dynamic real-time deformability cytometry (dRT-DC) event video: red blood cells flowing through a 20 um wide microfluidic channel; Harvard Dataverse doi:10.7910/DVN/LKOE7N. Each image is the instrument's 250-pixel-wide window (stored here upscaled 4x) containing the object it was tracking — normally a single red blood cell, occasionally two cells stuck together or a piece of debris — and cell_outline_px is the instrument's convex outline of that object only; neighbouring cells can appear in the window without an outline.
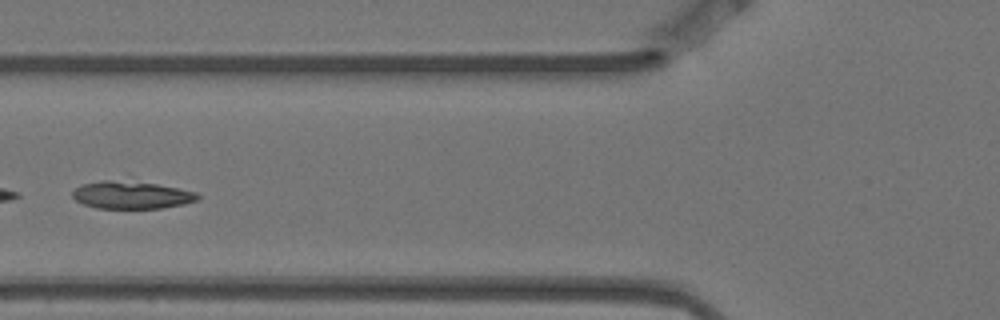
{"species": "Egyptian fruit bat (a non-hibernating species)", "species_latin": "Rousettus aegyptiacus", "temperature_condition": "warm", "stored_images_in_passage": 9, "camera_frame_rate_fps": 3000, "um_per_image_px": 0.085, "animal": {"sex": "female"}, "frame": {"image": 1, "passage_image": 6, "time_ms": 1.667, "image_size_px": [1000, 320], "cell_outline_px": [[200, 196], [196, 200], [184, 204], [160, 208], [96, 208], [84, 204], [76, 200], [72, 196], [72, 192], [80, 184], [100, 180], [108, 180], [156, 184], [196, 192]], "centroid_in_image_um": [11.13, 16.58], "position_along_channel_um": 114.7, "area_um2": 19.77}}
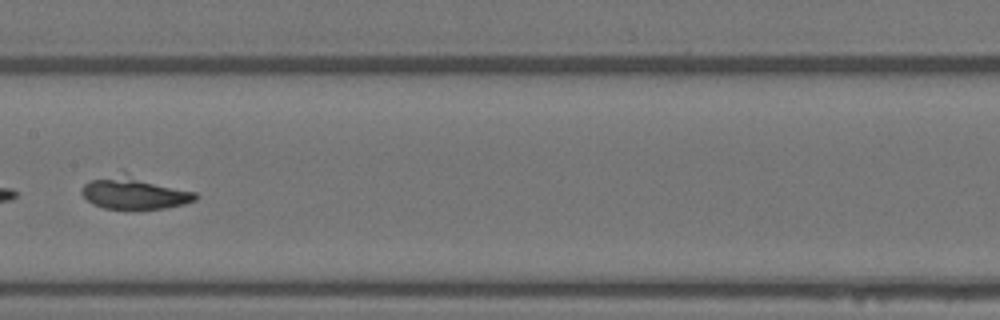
{"frame": {"image": 2, "passage_image": 8, "time_ms": 2.333, "image_size_px": [1000, 320], "cell_outline_px": [[200, 196], [196, 200], [184, 204], [164, 208], [104, 208], [92, 204], [80, 192], [80, 188], [84, 184], [92, 180], [136, 180], [196, 192]], "centroid_in_image_um": [11.45, 16.54], "position_along_channel_um": 195.9, "area_um2": 18.84}}
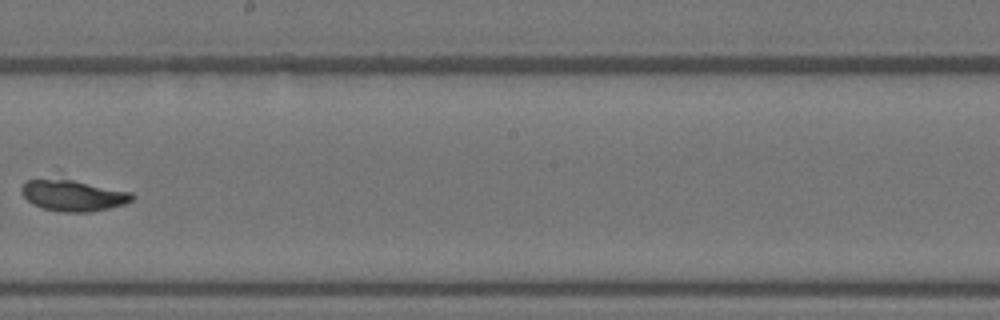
{"frame": {"image": 3, "passage_image": 9, "time_ms": 2.667, "image_size_px": [1000, 320], "cell_outline_px": [[136, 196], [132, 200], [124, 204], [108, 208], [88, 212], [64, 212], [44, 208], [32, 204], [20, 192], [20, 188], [28, 180], [72, 180], [132, 192]], "centroid_in_image_um": [6.24, 16.63], "position_along_channel_um": 242.0, "area_um2": 19.59}}